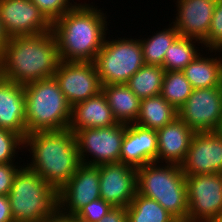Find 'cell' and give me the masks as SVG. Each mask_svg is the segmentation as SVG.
I'll use <instances>...</instances> for the list:
<instances>
[{"instance_id":"6da1fadb","label":"cell","mask_w":222,"mask_h":222,"mask_svg":"<svg viewBox=\"0 0 222 222\" xmlns=\"http://www.w3.org/2000/svg\"><path fill=\"white\" fill-rule=\"evenodd\" d=\"M95 7L76 2L52 23L61 61L94 62L103 47L109 25L106 13Z\"/></svg>"},{"instance_id":"7a4b0ae2","label":"cell","mask_w":222,"mask_h":222,"mask_svg":"<svg viewBox=\"0 0 222 222\" xmlns=\"http://www.w3.org/2000/svg\"><path fill=\"white\" fill-rule=\"evenodd\" d=\"M52 31L9 38L0 57V76L20 85L52 78L60 63Z\"/></svg>"},{"instance_id":"3957f363","label":"cell","mask_w":222,"mask_h":222,"mask_svg":"<svg viewBox=\"0 0 222 222\" xmlns=\"http://www.w3.org/2000/svg\"><path fill=\"white\" fill-rule=\"evenodd\" d=\"M24 148L32 155L31 162L26 166L57 191L70 180L81 164L76 137L69 128L27 134Z\"/></svg>"},{"instance_id":"277c9868","label":"cell","mask_w":222,"mask_h":222,"mask_svg":"<svg viewBox=\"0 0 222 222\" xmlns=\"http://www.w3.org/2000/svg\"><path fill=\"white\" fill-rule=\"evenodd\" d=\"M137 192L156 200L177 221L187 222L186 175L180 165L151 162L136 169Z\"/></svg>"},{"instance_id":"5b68a950","label":"cell","mask_w":222,"mask_h":222,"mask_svg":"<svg viewBox=\"0 0 222 222\" xmlns=\"http://www.w3.org/2000/svg\"><path fill=\"white\" fill-rule=\"evenodd\" d=\"M27 134L69 128L72 107L54 77L24 85Z\"/></svg>"},{"instance_id":"8992f818","label":"cell","mask_w":222,"mask_h":222,"mask_svg":"<svg viewBox=\"0 0 222 222\" xmlns=\"http://www.w3.org/2000/svg\"><path fill=\"white\" fill-rule=\"evenodd\" d=\"M23 165L8 194L13 222H41L58 210V191Z\"/></svg>"},{"instance_id":"52a82bcc","label":"cell","mask_w":222,"mask_h":222,"mask_svg":"<svg viewBox=\"0 0 222 222\" xmlns=\"http://www.w3.org/2000/svg\"><path fill=\"white\" fill-rule=\"evenodd\" d=\"M135 39L105 38L94 60L102 85L125 84L145 64L140 40Z\"/></svg>"},{"instance_id":"ba28073f","label":"cell","mask_w":222,"mask_h":222,"mask_svg":"<svg viewBox=\"0 0 222 222\" xmlns=\"http://www.w3.org/2000/svg\"><path fill=\"white\" fill-rule=\"evenodd\" d=\"M125 131L126 124L121 123L110 127L77 130L74 134L80 162L94 166L120 162Z\"/></svg>"},{"instance_id":"9c48e42d","label":"cell","mask_w":222,"mask_h":222,"mask_svg":"<svg viewBox=\"0 0 222 222\" xmlns=\"http://www.w3.org/2000/svg\"><path fill=\"white\" fill-rule=\"evenodd\" d=\"M187 222L222 220V173L186 175Z\"/></svg>"},{"instance_id":"30bf717a","label":"cell","mask_w":222,"mask_h":222,"mask_svg":"<svg viewBox=\"0 0 222 222\" xmlns=\"http://www.w3.org/2000/svg\"><path fill=\"white\" fill-rule=\"evenodd\" d=\"M178 117L194 132L217 131L222 120V87L193 89Z\"/></svg>"},{"instance_id":"8fae6325","label":"cell","mask_w":222,"mask_h":222,"mask_svg":"<svg viewBox=\"0 0 222 222\" xmlns=\"http://www.w3.org/2000/svg\"><path fill=\"white\" fill-rule=\"evenodd\" d=\"M53 77L71 107L102 91L94 62L60 61Z\"/></svg>"},{"instance_id":"7c38bea8","label":"cell","mask_w":222,"mask_h":222,"mask_svg":"<svg viewBox=\"0 0 222 222\" xmlns=\"http://www.w3.org/2000/svg\"><path fill=\"white\" fill-rule=\"evenodd\" d=\"M0 20L9 38L52 31V23L31 0H0Z\"/></svg>"},{"instance_id":"4fadbf2b","label":"cell","mask_w":222,"mask_h":222,"mask_svg":"<svg viewBox=\"0 0 222 222\" xmlns=\"http://www.w3.org/2000/svg\"><path fill=\"white\" fill-rule=\"evenodd\" d=\"M99 183V166L81 163L58 190V210L66 215H76L88 203L100 198Z\"/></svg>"},{"instance_id":"5bb4252c","label":"cell","mask_w":222,"mask_h":222,"mask_svg":"<svg viewBox=\"0 0 222 222\" xmlns=\"http://www.w3.org/2000/svg\"><path fill=\"white\" fill-rule=\"evenodd\" d=\"M180 168L185 175L222 173V137L217 131L195 132Z\"/></svg>"},{"instance_id":"9a60e30c","label":"cell","mask_w":222,"mask_h":222,"mask_svg":"<svg viewBox=\"0 0 222 222\" xmlns=\"http://www.w3.org/2000/svg\"><path fill=\"white\" fill-rule=\"evenodd\" d=\"M100 198L113 207H127L137 193V171L121 162L99 165Z\"/></svg>"},{"instance_id":"2e32d148","label":"cell","mask_w":222,"mask_h":222,"mask_svg":"<svg viewBox=\"0 0 222 222\" xmlns=\"http://www.w3.org/2000/svg\"><path fill=\"white\" fill-rule=\"evenodd\" d=\"M216 2L217 0H177V14L171 24L176 27L180 36L197 39L204 44Z\"/></svg>"},{"instance_id":"e0dca14e","label":"cell","mask_w":222,"mask_h":222,"mask_svg":"<svg viewBox=\"0 0 222 222\" xmlns=\"http://www.w3.org/2000/svg\"><path fill=\"white\" fill-rule=\"evenodd\" d=\"M157 132L136 123L126 124L120 162L133 168L157 162Z\"/></svg>"},{"instance_id":"ac0fdd59","label":"cell","mask_w":222,"mask_h":222,"mask_svg":"<svg viewBox=\"0 0 222 222\" xmlns=\"http://www.w3.org/2000/svg\"><path fill=\"white\" fill-rule=\"evenodd\" d=\"M0 128L27 135L24 85L0 76Z\"/></svg>"},{"instance_id":"d6986e66","label":"cell","mask_w":222,"mask_h":222,"mask_svg":"<svg viewBox=\"0 0 222 222\" xmlns=\"http://www.w3.org/2000/svg\"><path fill=\"white\" fill-rule=\"evenodd\" d=\"M157 132V162L180 165L188 152L195 132L179 117Z\"/></svg>"},{"instance_id":"ffe728a7","label":"cell","mask_w":222,"mask_h":222,"mask_svg":"<svg viewBox=\"0 0 222 222\" xmlns=\"http://www.w3.org/2000/svg\"><path fill=\"white\" fill-rule=\"evenodd\" d=\"M115 124L117 121L102 91L72 106L69 129L73 133L77 130L110 127Z\"/></svg>"},{"instance_id":"44dd1931","label":"cell","mask_w":222,"mask_h":222,"mask_svg":"<svg viewBox=\"0 0 222 222\" xmlns=\"http://www.w3.org/2000/svg\"><path fill=\"white\" fill-rule=\"evenodd\" d=\"M102 92L117 123L128 125L137 121L141 99L126 84L103 85Z\"/></svg>"},{"instance_id":"7402d4cb","label":"cell","mask_w":222,"mask_h":222,"mask_svg":"<svg viewBox=\"0 0 222 222\" xmlns=\"http://www.w3.org/2000/svg\"><path fill=\"white\" fill-rule=\"evenodd\" d=\"M197 55L183 72L193 89L222 87V56Z\"/></svg>"},{"instance_id":"603a6c76","label":"cell","mask_w":222,"mask_h":222,"mask_svg":"<svg viewBox=\"0 0 222 222\" xmlns=\"http://www.w3.org/2000/svg\"><path fill=\"white\" fill-rule=\"evenodd\" d=\"M178 117V110L161 95L141 99L140 113L136 124L154 131L162 129Z\"/></svg>"},{"instance_id":"cb8c5ba5","label":"cell","mask_w":222,"mask_h":222,"mask_svg":"<svg viewBox=\"0 0 222 222\" xmlns=\"http://www.w3.org/2000/svg\"><path fill=\"white\" fill-rule=\"evenodd\" d=\"M165 70L161 66L144 64L125 83L140 99L160 95Z\"/></svg>"},{"instance_id":"d4e9b609","label":"cell","mask_w":222,"mask_h":222,"mask_svg":"<svg viewBox=\"0 0 222 222\" xmlns=\"http://www.w3.org/2000/svg\"><path fill=\"white\" fill-rule=\"evenodd\" d=\"M127 222H177L156 200L138 192L126 207Z\"/></svg>"},{"instance_id":"484cf974","label":"cell","mask_w":222,"mask_h":222,"mask_svg":"<svg viewBox=\"0 0 222 222\" xmlns=\"http://www.w3.org/2000/svg\"><path fill=\"white\" fill-rule=\"evenodd\" d=\"M171 26V27H170ZM176 27L169 24V28L156 33L146 39H139L142 48L143 60L146 65H163L164 56L168 47L179 37Z\"/></svg>"},{"instance_id":"4316f807","label":"cell","mask_w":222,"mask_h":222,"mask_svg":"<svg viewBox=\"0 0 222 222\" xmlns=\"http://www.w3.org/2000/svg\"><path fill=\"white\" fill-rule=\"evenodd\" d=\"M196 42L198 46L201 44L204 47L203 43L197 39L179 36L166 50L162 65L164 70L183 71L200 54Z\"/></svg>"},{"instance_id":"83f0119b","label":"cell","mask_w":222,"mask_h":222,"mask_svg":"<svg viewBox=\"0 0 222 222\" xmlns=\"http://www.w3.org/2000/svg\"><path fill=\"white\" fill-rule=\"evenodd\" d=\"M192 91L183 71H165L160 95L176 110L183 106Z\"/></svg>"},{"instance_id":"f1b7e54d","label":"cell","mask_w":222,"mask_h":222,"mask_svg":"<svg viewBox=\"0 0 222 222\" xmlns=\"http://www.w3.org/2000/svg\"><path fill=\"white\" fill-rule=\"evenodd\" d=\"M23 149L24 138L21 135L0 128V164L14 163V158L18 156L17 153Z\"/></svg>"},{"instance_id":"f546056e","label":"cell","mask_w":222,"mask_h":222,"mask_svg":"<svg viewBox=\"0 0 222 222\" xmlns=\"http://www.w3.org/2000/svg\"><path fill=\"white\" fill-rule=\"evenodd\" d=\"M206 51L216 55L222 51V0H217L212 16L207 41L203 44ZM217 52V53H216Z\"/></svg>"},{"instance_id":"4dcf8cb0","label":"cell","mask_w":222,"mask_h":222,"mask_svg":"<svg viewBox=\"0 0 222 222\" xmlns=\"http://www.w3.org/2000/svg\"><path fill=\"white\" fill-rule=\"evenodd\" d=\"M46 18L53 23L70 10L76 3L71 0H31Z\"/></svg>"},{"instance_id":"1f68e13d","label":"cell","mask_w":222,"mask_h":222,"mask_svg":"<svg viewBox=\"0 0 222 222\" xmlns=\"http://www.w3.org/2000/svg\"><path fill=\"white\" fill-rule=\"evenodd\" d=\"M112 208L110 203L98 198L84 206L76 216L87 222H99Z\"/></svg>"},{"instance_id":"d6a6232c","label":"cell","mask_w":222,"mask_h":222,"mask_svg":"<svg viewBox=\"0 0 222 222\" xmlns=\"http://www.w3.org/2000/svg\"><path fill=\"white\" fill-rule=\"evenodd\" d=\"M22 166L17 163L0 164V195H8L17 171Z\"/></svg>"},{"instance_id":"836d02e7","label":"cell","mask_w":222,"mask_h":222,"mask_svg":"<svg viewBox=\"0 0 222 222\" xmlns=\"http://www.w3.org/2000/svg\"><path fill=\"white\" fill-rule=\"evenodd\" d=\"M99 222H127L126 207H113Z\"/></svg>"},{"instance_id":"e575fe53","label":"cell","mask_w":222,"mask_h":222,"mask_svg":"<svg viewBox=\"0 0 222 222\" xmlns=\"http://www.w3.org/2000/svg\"><path fill=\"white\" fill-rule=\"evenodd\" d=\"M0 222H13L8 195H0Z\"/></svg>"},{"instance_id":"d590c367","label":"cell","mask_w":222,"mask_h":222,"mask_svg":"<svg viewBox=\"0 0 222 222\" xmlns=\"http://www.w3.org/2000/svg\"><path fill=\"white\" fill-rule=\"evenodd\" d=\"M41 222H71V215H66L57 210L52 216H48Z\"/></svg>"},{"instance_id":"8d00e7d4","label":"cell","mask_w":222,"mask_h":222,"mask_svg":"<svg viewBox=\"0 0 222 222\" xmlns=\"http://www.w3.org/2000/svg\"><path fill=\"white\" fill-rule=\"evenodd\" d=\"M8 39L9 37L6 35L0 20V57L2 56V53L7 45Z\"/></svg>"},{"instance_id":"74e56055","label":"cell","mask_w":222,"mask_h":222,"mask_svg":"<svg viewBox=\"0 0 222 222\" xmlns=\"http://www.w3.org/2000/svg\"><path fill=\"white\" fill-rule=\"evenodd\" d=\"M71 222H87L76 215H71Z\"/></svg>"},{"instance_id":"f35d334b","label":"cell","mask_w":222,"mask_h":222,"mask_svg":"<svg viewBox=\"0 0 222 222\" xmlns=\"http://www.w3.org/2000/svg\"><path fill=\"white\" fill-rule=\"evenodd\" d=\"M217 132H218V133L221 135V137H222V120H221L219 129L217 130Z\"/></svg>"},{"instance_id":"ab89813d","label":"cell","mask_w":222,"mask_h":222,"mask_svg":"<svg viewBox=\"0 0 222 222\" xmlns=\"http://www.w3.org/2000/svg\"><path fill=\"white\" fill-rule=\"evenodd\" d=\"M201 222H222V220L201 221Z\"/></svg>"}]
</instances>
